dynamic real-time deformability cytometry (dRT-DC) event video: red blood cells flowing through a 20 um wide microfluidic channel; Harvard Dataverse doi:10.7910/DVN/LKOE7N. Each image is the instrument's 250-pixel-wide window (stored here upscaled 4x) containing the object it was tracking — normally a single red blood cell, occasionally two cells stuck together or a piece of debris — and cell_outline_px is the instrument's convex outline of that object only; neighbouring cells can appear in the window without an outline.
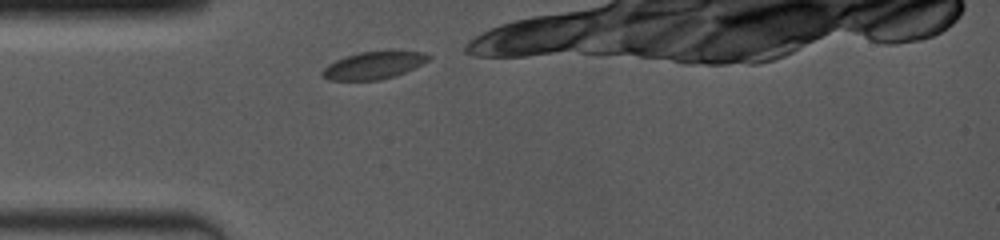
{"species": "common noctule bat (a hibernating species)", "species_latin": "Nyctalus noctula", "temperature_condition": "room temperature", "stored_images_in_passage": 28, "camera_frame_rate_fps": 4000, "um_per_image_px": 0.085, "animal": {"sex": "female", "body_mass_g": 19.0, "forearm_length_mm": 53.3}, "frame": {"image": 1, "passage_image": 1, "time_ms": 0.0, "image_size_px": [1000, 240], "cell_outline_px": [[432, 56], [428, 60], [396, 76], [380, 80], [328, 80], [320, 76], [320, 72], [328, 64], [344, 56], [360, 52], [392, 48], [424, 52]], "centroid_in_image_um": [31.77, 5.51], "position_along_channel_um": 53.2, "area_um2": 17.63}}
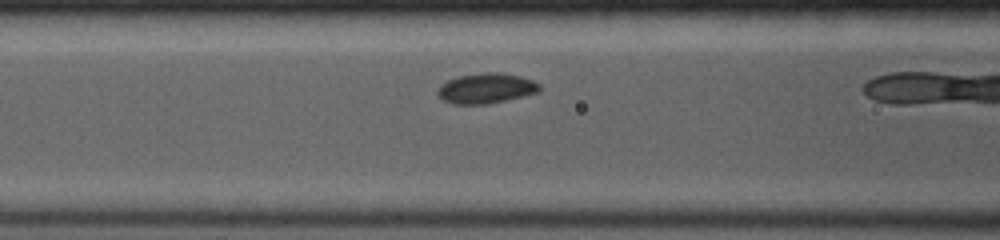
{"frame": {"image": 2, "passage_image": 9, "time_ms": 2.0, "image_size_px": [1000, 240], "cell_outline_px": [[540, 92], [488, 104], [452, 104], [436, 96], [436, 92], [440, 84], [448, 80], [460, 76], [484, 72], [500, 72], [520, 76], [532, 80], [540, 84]], "centroid_in_image_um": [41.3, 7.51], "position_along_channel_um": 125.3, "area_um2": 18.03}}
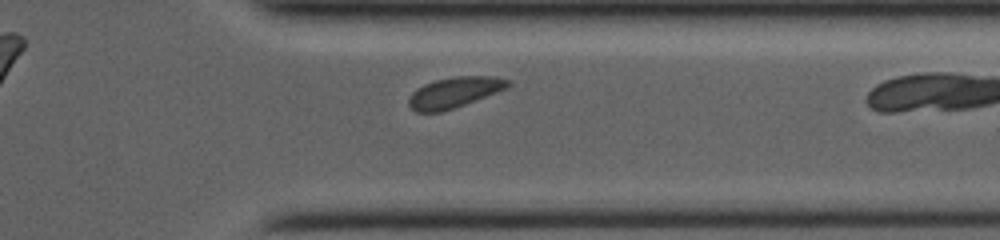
{"frame": {"image": 3, "passage_image": 27, "time_ms": 8.25, "image_size_px": [1000, 240], "cell_outline_px": [[512, 84], [508, 88], [476, 100], [440, 112], [416, 112], [408, 104], [408, 100], [412, 92], [416, 88], [424, 84], [436, 80], [452, 76], [496, 76], [508, 80]], "centroid_in_image_um": [38.63, 7.84], "position_along_channel_um": 372.8, "area_um2": 17.69}}